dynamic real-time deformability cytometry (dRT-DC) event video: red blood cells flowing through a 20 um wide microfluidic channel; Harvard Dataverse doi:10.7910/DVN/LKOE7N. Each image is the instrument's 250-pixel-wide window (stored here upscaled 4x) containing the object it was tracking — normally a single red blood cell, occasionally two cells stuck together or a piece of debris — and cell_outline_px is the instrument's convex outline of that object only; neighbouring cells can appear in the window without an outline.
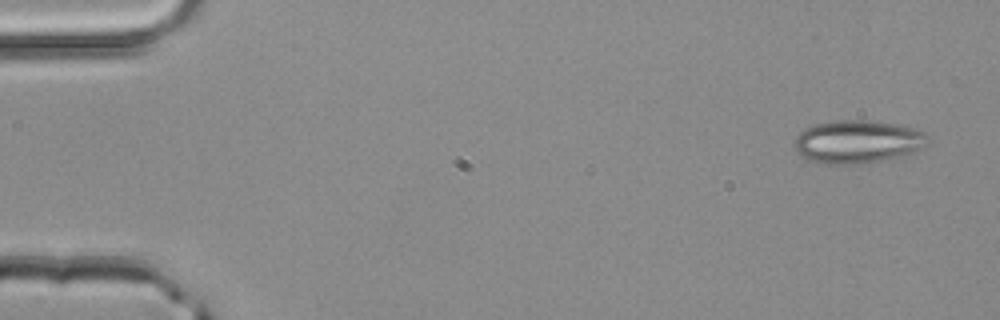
{"species": "common noctule bat (a hibernating species)", "species_latin": "Nyctalus noctula", "temperature_condition": "room temperature", "stored_images_in_passage": 3, "camera_frame_rate_fps": 3000, "um_per_image_px": 0.085, "animal": {"sex": "male", "body_mass_g": 20.4}, "frame": {"image": 1, "passage_image": 1, "time_ms": 0.0, "image_size_px": [1000, 320], "cell_outline_px": [[928, 136], [924, 144], [920, 148], [912, 152], [900, 156], [880, 160], [856, 164], [820, 164], [796, 152], [792, 144], [796, 136], [804, 128], [816, 124], [836, 120], [864, 120], [900, 124], [916, 128], [924, 132]], "centroid_in_image_um": [72.85, 12.03], "position_along_channel_um": 12.2, "area_um2": 33.35}}